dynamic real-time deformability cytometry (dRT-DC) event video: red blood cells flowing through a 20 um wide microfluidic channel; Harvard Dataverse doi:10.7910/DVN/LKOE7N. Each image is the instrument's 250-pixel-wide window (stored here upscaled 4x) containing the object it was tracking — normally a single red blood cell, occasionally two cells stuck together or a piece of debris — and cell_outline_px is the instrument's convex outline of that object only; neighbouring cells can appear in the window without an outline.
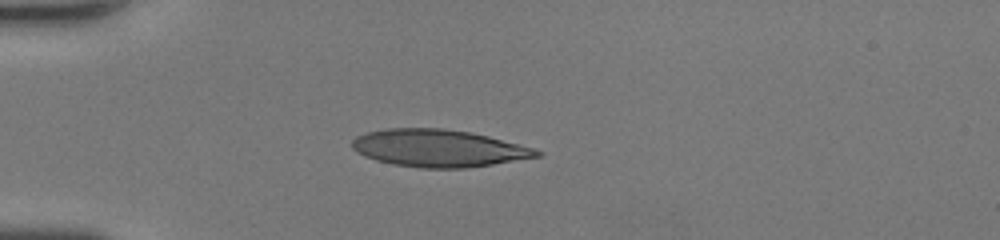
{"species": "human", "species_latin": "Homo sapiens", "temperature_condition": "room temperature", "stored_images_in_passage": 34, "camera_frame_rate_fps": 3000, "um_per_image_px": 0.085, "donor": {"sex": "female"}, "frame": {"image": 1, "passage_image": 1, "time_ms": 0.0, "image_size_px": [1000, 240], "cell_outline_px": [[544, 152], [540, 156], [492, 164], [464, 168], [420, 168], [392, 164], [376, 160], [364, 156], [356, 152], [352, 148], [352, 140], [356, 136], [368, 132], [384, 128], [440, 128], [468, 132], [488, 136], [532, 148]], "centroid_in_image_um": [37.22, 12.6], "position_along_channel_um": 47.8, "area_um2": 39.94}}
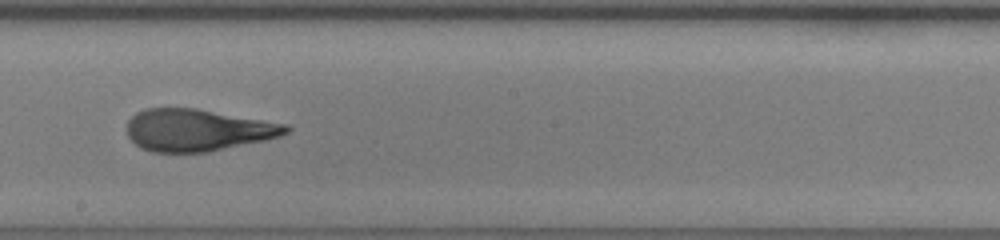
{"frame": {"image": 2, "passage_image": 15, "time_ms": 4.667, "image_size_px": [1000, 240], "cell_outline_px": [[292, 128], [288, 132], [280, 136], [264, 140], [208, 152], [152, 152], [140, 148], [128, 136], [128, 120], [136, 112], [144, 108], [196, 108], [288, 124]], "centroid_in_image_um": [16.79, 11.05], "position_along_channel_um": 231.4, "area_um2": 38.96}}
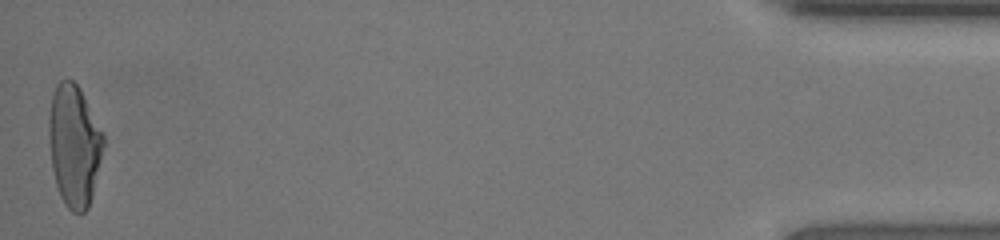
{"frame": {"image": 3, "passage_image": 34, "time_ms": 11.0, "image_size_px": [1000, 240], "cell_outline_px": [[104, 144], [92, 196], [88, 208], [84, 212], [72, 212], [64, 204], [60, 196], [56, 184], [52, 168], [48, 140], [48, 120], [52, 96], [56, 84], [60, 80], [72, 80], [80, 88], [104, 136]], "centroid_in_image_um": [6.28, 12.37], "position_along_channel_um": 428.9, "area_um2": 38.55}, "authors_computed_cell_mechanics": {"area_um2": 39.4774, "velocity_mm_per_s": 4.5109, "shape_relaxation_time_tau1_ms": 11.0907, "shape_relaxation_time_tau2_ms": 0.9435, "deformation_change_tau1": 0.4168, "deformation_change_tau2": 0.0987}}